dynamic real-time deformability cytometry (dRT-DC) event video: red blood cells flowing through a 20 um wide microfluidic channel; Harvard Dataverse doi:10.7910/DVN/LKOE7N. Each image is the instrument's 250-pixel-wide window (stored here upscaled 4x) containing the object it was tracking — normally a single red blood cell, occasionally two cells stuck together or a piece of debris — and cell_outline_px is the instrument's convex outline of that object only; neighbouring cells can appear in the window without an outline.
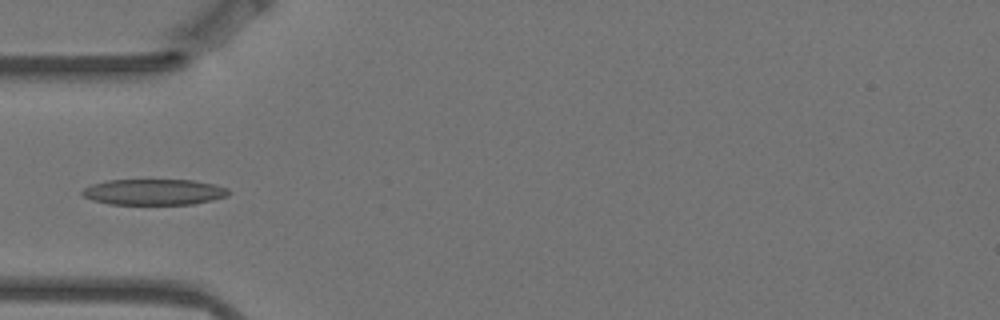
{"species": "Egyptian fruit bat (a non-hibernating species)", "species_latin": "Rousettus aegyptiacus", "temperature_condition": "warm", "stored_images_in_passage": 5, "camera_frame_rate_fps": 3000, "um_per_image_px": 0.085, "animal": {"sex": "female"}, "frame": {"image": 1, "passage_image": 5, "time_ms": 1.333, "image_size_px": [1000, 320], "cell_outline_px": [[232, 192], [228, 196], [212, 200], [192, 204], [108, 204], [92, 200], [84, 196], [80, 192], [84, 188], [92, 184], [108, 180], [196, 180], [216, 184], [228, 188]], "centroid_in_image_um": [13.13, 16.31], "position_along_channel_um": 71.9, "area_um2": 22.25}}